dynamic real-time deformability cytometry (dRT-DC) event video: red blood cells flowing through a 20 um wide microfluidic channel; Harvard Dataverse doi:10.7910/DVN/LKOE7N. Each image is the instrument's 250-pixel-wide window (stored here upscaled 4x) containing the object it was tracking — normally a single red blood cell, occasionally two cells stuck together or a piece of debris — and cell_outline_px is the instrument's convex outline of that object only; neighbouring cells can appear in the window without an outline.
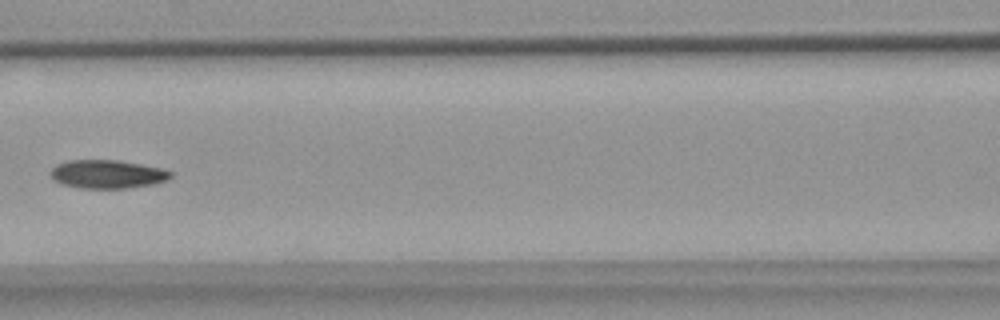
{"species": "common noctule bat (a hibernating species)", "species_latin": "Nyctalus noctula", "temperature_condition": "warm", "stored_images_in_passage": 6, "camera_frame_rate_fps": 3000, "um_per_image_px": 0.085, "animal": {"sex": "female", "body_mass_g": 18.4}, "frame": {"image": 1, "passage_image": 6, "time_ms": 6.0, "image_size_px": [1000, 320], "cell_outline_px": [[172, 176], [168, 180], [152, 184], [128, 188], [80, 188], [60, 184], [52, 180], [48, 172], [56, 164], [68, 160], [116, 160], [140, 164], [160, 168], [172, 172]], "centroid_in_image_um": [9.06, 14.81], "position_along_channel_um": 157.5, "area_um2": 20.06}}